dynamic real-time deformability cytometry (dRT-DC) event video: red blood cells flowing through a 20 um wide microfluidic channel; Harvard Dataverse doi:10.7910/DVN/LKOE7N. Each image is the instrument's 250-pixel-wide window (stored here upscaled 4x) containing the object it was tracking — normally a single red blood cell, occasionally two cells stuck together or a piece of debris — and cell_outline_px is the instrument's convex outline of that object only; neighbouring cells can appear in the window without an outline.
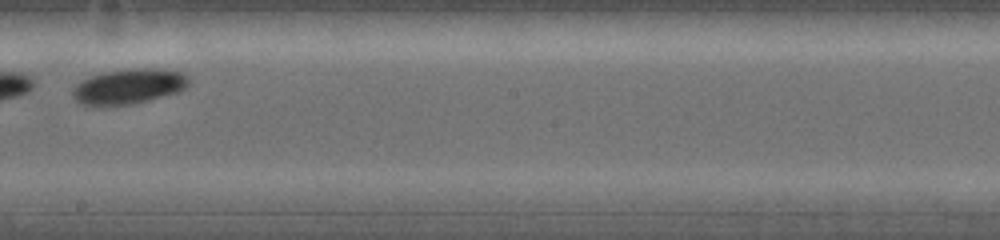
{"species": "common noctule bat (a hibernating species)", "species_latin": "Nyctalus noctula", "temperature_condition": "warm", "stored_images_in_passage": 11, "camera_frame_rate_fps": 5000, "um_per_image_px": 0.085, "animal": {"sex": "female", "body_mass_g": 19.0, "forearm_length_mm": 53.3}, "frame": {"image": 1, "passage_image": 7, "time_ms": 2.8, "image_size_px": [1000, 240], "cell_outline_px": [[188, 84], [184, 88], [176, 92], [144, 100], [124, 104], [84, 104], [76, 100], [72, 92], [72, 88], [76, 84], [92, 76], [104, 72], [132, 68], [160, 68], [184, 72], [188, 76]], "centroid_in_image_um": [10.97, 7.29], "position_along_channel_um": 237.2, "area_um2": 23.0}}